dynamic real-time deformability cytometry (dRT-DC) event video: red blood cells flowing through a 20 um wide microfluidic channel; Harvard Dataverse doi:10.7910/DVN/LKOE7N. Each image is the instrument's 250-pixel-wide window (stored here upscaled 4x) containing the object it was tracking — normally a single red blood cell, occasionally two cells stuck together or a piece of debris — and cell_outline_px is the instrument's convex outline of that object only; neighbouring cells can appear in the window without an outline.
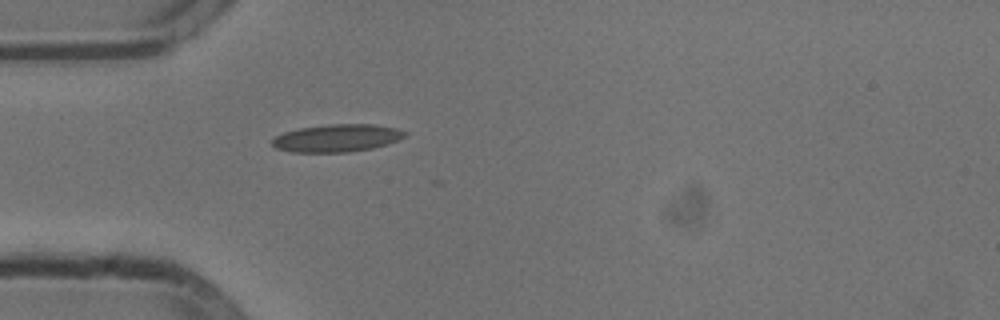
{"species": "common noctule bat (a hibernating species)", "species_latin": "Nyctalus noctula", "temperature_condition": "cold", "stored_images_in_passage": 12, "camera_frame_rate_fps": 3000, "um_per_image_px": 0.085, "animal": {"sex": "male", "body_mass_g": 13.3}, "frame": {"image": 1, "passage_image": 1, "time_ms": 0.0, "image_size_px": [1000, 320], "cell_outline_px": [[408, 132], [404, 136], [388, 144], [372, 148], [348, 152], [292, 152], [276, 148], [272, 144], [272, 140], [276, 136], [284, 132], [300, 128], [328, 124], [372, 124], [396, 128]], "centroid_in_image_um": [28.63, 11.73], "position_along_channel_um": 56.4, "area_um2": 21.21}}
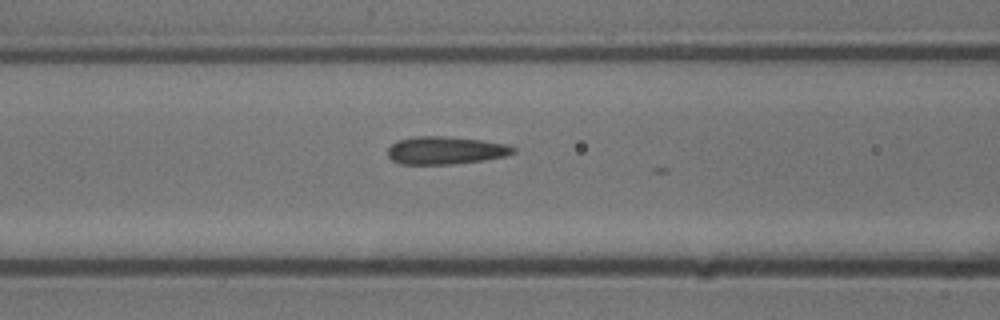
{"frame": {"image": 2, "passage_image": 7, "time_ms": 2.0, "image_size_px": [1000, 320], "cell_outline_px": [[516, 152], [504, 156], [484, 160], [452, 164], [400, 164], [392, 160], [388, 156], [388, 148], [396, 140], [416, 136], [444, 136], [480, 140], [508, 144], [516, 148]], "centroid_in_image_um": [37.86, 12.78], "position_along_channel_um": 128.7, "area_um2": 20.35}}
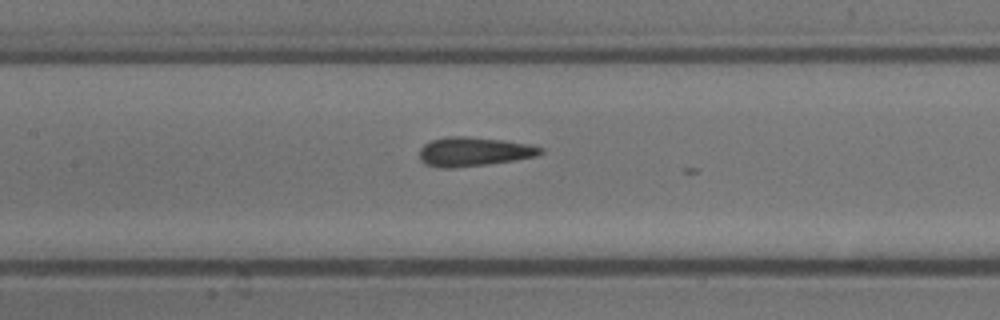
{"frame": {"image": 3, "passage_image": 10, "time_ms": 3.0, "image_size_px": [1000, 320], "cell_outline_px": [[544, 152], [536, 156], [488, 164], [452, 168], [440, 168], [424, 164], [420, 160], [420, 148], [424, 144], [432, 140], [444, 136], [468, 136], [504, 140], [532, 144], [544, 148]], "centroid_in_image_um": [40.27, 12.88], "position_along_channel_um": 167.1, "area_um2": 20.75}}